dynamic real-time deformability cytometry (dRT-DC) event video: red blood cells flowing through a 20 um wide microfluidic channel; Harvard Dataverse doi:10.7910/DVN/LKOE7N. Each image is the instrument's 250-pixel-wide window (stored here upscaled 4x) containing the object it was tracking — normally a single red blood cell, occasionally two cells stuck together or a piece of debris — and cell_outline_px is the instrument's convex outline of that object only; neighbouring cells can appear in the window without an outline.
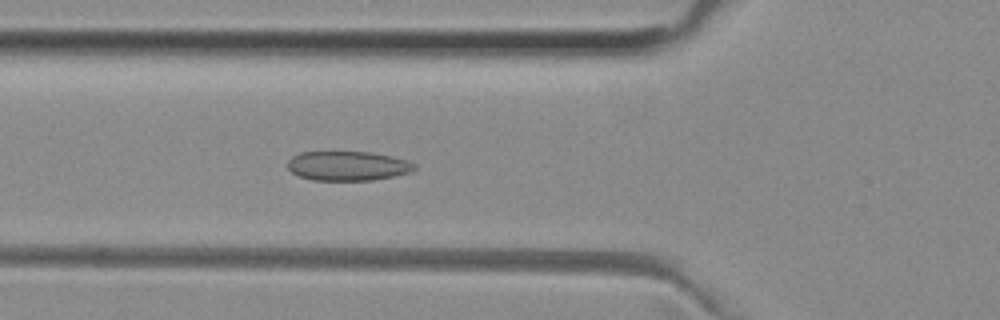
{"species": "common noctule bat (a hibernating species)", "species_latin": "Nyctalus noctula", "temperature_condition": "room temperature", "stored_images_in_passage": 42, "camera_frame_rate_fps": 3000, "um_per_image_px": 0.085, "animal": {"sex": "female", "body_mass_g": 29.2, "forearm_length_mm": 56.3}, "frame": {"image": 1, "passage_image": 18, "time_ms": 5.667, "image_size_px": [1000, 320], "cell_outline_px": [[416, 168], [412, 172], [372, 180], [312, 180], [300, 176], [292, 172], [288, 168], [288, 160], [292, 156], [300, 152], [372, 152], [392, 156], [408, 160], [416, 164]], "centroid_in_image_um": [29.58, 14.09], "position_along_channel_um": 96.2, "area_um2": 21.79}}
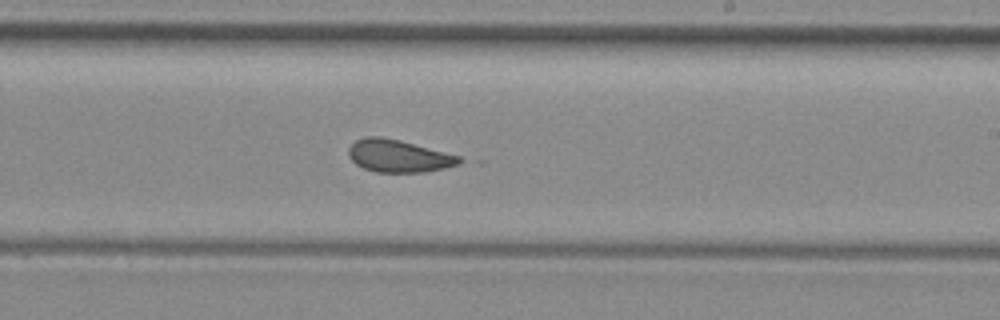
{"frame": {"image": 2, "passage_image": 30, "time_ms": 9.667, "image_size_px": [1000, 320], "cell_outline_px": [[468, 160], [460, 164], [444, 168], [424, 172], [376, 172], [364, 168], [356, 164], [348, 156], [348, 148], [356, 140], [368, 136], [380, 136], [400, 140], [460, 156]], "centroid_in_image_um": [33.91, 13.26], "position_along_channel_um": 255.1, "area_um2": 21.04}}
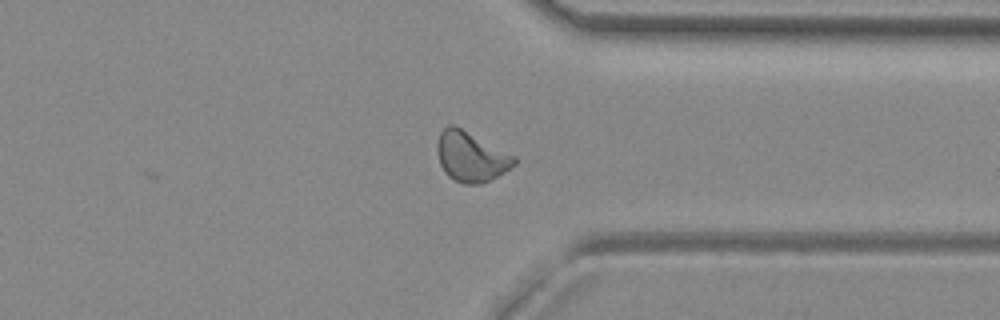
{"frame": {"image": 3, "passage_image": 39, "time_ms": 12.667, "image_size_px": [1000, 320], "cell_outline_px": [[524, 160], [504, 172], [480, 184], [464, 184], [448, 176], [444, 172], [440, 164], [436, 152], [436, 144], [440, 132], [448, 124], [452, 124]], "centroid_in_image_um": [40.05, 13.32], "position_along_channel_um": 371.3, "area_um2": 22.54}, "authors_computed_cell_mechanics": {"area_um2": 21.9062, "velocity_mm_per_s": 3.968, "shape_relaxation_time_tau1_ms": null, "shape_relaxation_time_tau2_ms": 0.9272, "deformation_change_tau1": null, "deformation_change_tau2": 0.0563}}